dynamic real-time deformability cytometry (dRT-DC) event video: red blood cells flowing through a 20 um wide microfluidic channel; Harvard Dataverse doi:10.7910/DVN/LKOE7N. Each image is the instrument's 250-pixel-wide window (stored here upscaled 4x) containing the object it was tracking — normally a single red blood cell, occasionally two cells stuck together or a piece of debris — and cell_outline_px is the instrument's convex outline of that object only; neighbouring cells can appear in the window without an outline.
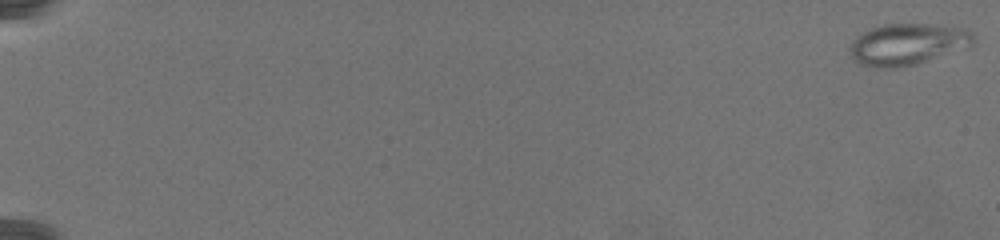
{"species": "common noctule bat (a hibernating species)", "species_latin": "Nyctalus noctula", "temperature_condition": "warm", "stored_images_in_passage": 79, "camera_frame_rate_fps": 3000, "um_per_image_px": 0.085, "animal": {"sex": "female", "body_mass_g": 19.5, "forearm_length_mm": 54.1}, "frame": {"image": 1, "passage_image": 1, "time_ms": 0.0, "image_size_px": [1000, 240], "cell_outline_px": [[976, 40], [972, 44], [916, 64], [896, 68], [880, 68], [860, 64], [848, 52], [848, 48], [852, 40], [856, 36], [872, 28], [884, 24], [928, 24], [968, 28], [972, 32]], "centroid_in_image_um": [77.1, 3.74], "position_along_channel_um": 7.9, "area_um2": 29.65}}
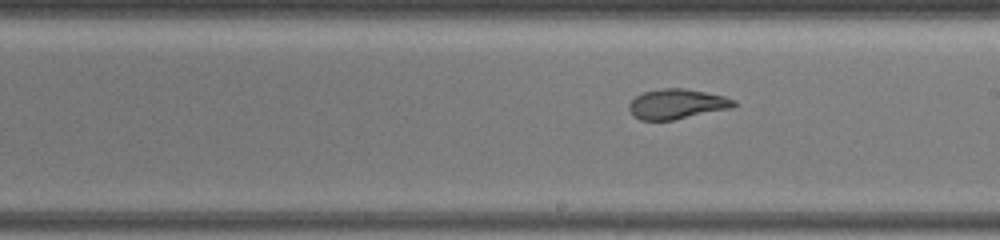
{"frame": {"image": 2, "passage_image": 49, "time_ms": 16.0, "image_size_px": [1000, 240], "cell_outline_px": [[740, 104], [732, 108], [672, 120], [640, 120], [632, 116], [628, 108], [628, 104], [636, 96], [644, 92], [664, 88], [684, 88], [724, 96], [736, 100]], "centroid_in_image_um": [57.55, 8.85], "position_along_channel_um": 231.5, "area_um2": 18.38}}
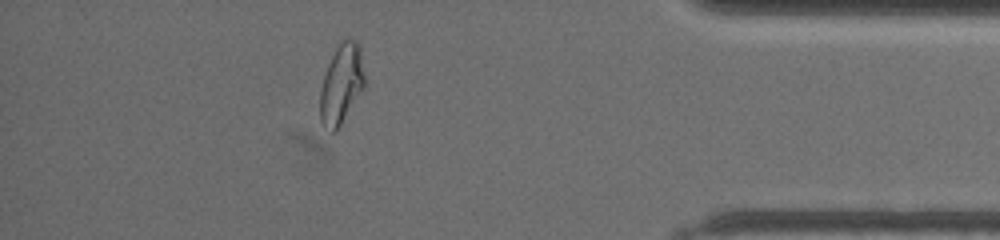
{"frame": {"image": 3, "passage_image": 71, "time_ms": 23.333, "image_size_px": [1000, 240], "cell_outline_px": [[364, 88], [340, 128], [336, 132], [332, 132], [324, 128], [320, 120], [320, 88], [328, 64], [336, 44], [340, 40], [356, 40], [360, 44], [364, 76]], "centroid_in_image_um": [29.01, 7.17], "position_along_channel_um": 406.2, "area_um2": 21.1}}